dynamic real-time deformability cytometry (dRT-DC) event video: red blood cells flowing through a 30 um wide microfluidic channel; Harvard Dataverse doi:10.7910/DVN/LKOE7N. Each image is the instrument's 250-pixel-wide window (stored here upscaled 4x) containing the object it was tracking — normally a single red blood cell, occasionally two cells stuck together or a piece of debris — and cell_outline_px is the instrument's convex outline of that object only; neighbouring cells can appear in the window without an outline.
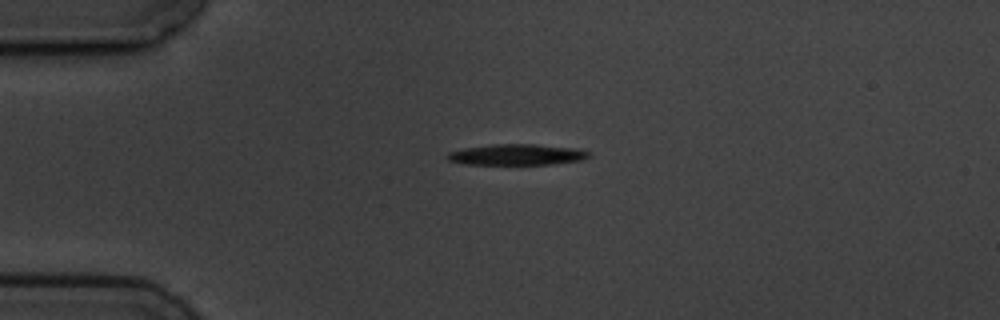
{"species": "common noctule bat (a hibernating species)", "species_latin": "Nyctalus noctula", "temperature_condition": "cold", "stored_images_in_passage": 1, "camera_frame_rate_fps": 3000, "um_per_image_px": 0.085, "animal": {"sex": "male", "body_mass_g": 19.5, "forearm_length_mm": 54.6}, "frame": {"image": 1, "passage_image": 1, "time_ms": 0.0, "image_size_px": [1000, 320], "cell_outline_px": [[592, 156], [580, 160], [552, 164], [468, 164], [448, 160], [444, 156], [448, 152], [464, 148], [492, 144], [536, 144], [580, 148], [588, 152]], "centroid_in_image_um": [43.94, 13.13], "position_along_channel_um": 41.1, "area_um2": 17.34}}